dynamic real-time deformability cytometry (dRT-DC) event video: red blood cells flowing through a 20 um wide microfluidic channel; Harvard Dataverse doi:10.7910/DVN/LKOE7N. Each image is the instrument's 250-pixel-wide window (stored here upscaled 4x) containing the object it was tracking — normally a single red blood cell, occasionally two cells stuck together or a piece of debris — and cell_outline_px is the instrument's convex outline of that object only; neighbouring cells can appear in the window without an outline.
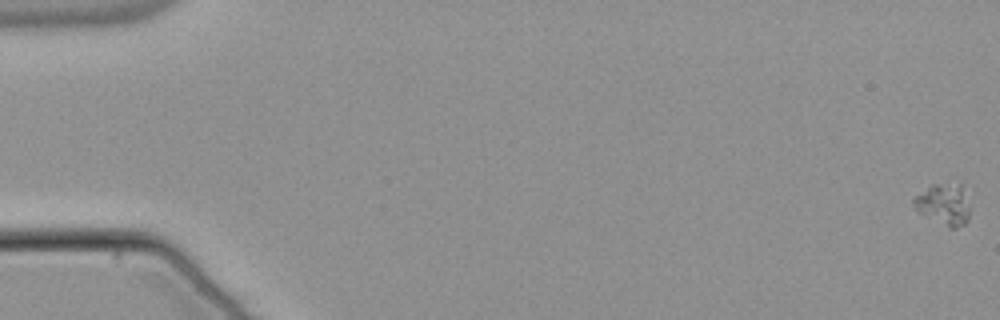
{"species": "common noctule bat (a hibernating species)", "species_latin": "Nyctalus noctula", "temperature_condition": "warm", "stored_images_in_passage": 57, "camera_frame_rate_fps": 3000, "um_per_image_px": 0.085, "animal": {"sex": "male", "body_mass_g": 21.5, "forearm_length_mm": 52.0}, "frame": {"image": 1, "passage_image": 1, "time_ms": 0.0, "image_size_px": [1000, 320], "cell_outline_px": [[968, 220], [964, 224], [956, 228], [952, 228], [920, 212], [912, 204], [912, 200], [916, 196], [932, 184], [960, 184], [968, 208]], "centroid_in_image_um": [80.2, 17.36], "position_along_channel_um": 4.8, "area_um2": 12.72}}
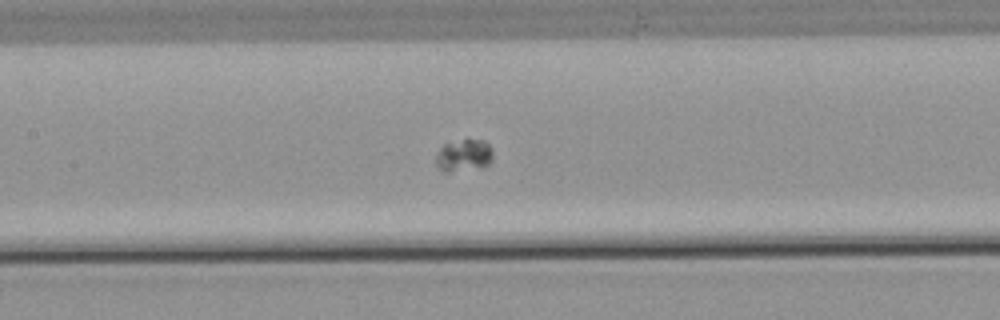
{"frame": {"image": 2, "passage_image": 28, "time_ms": 9.0, "image_size_px": [1000, 320], "cell_outline_px": [[492, 160], [484, 168], [448, 172], [444, 172], [436, 164], [436, 156], [440, 148], [444, 144], [468, 136], [484, 140], [492, 148]], "centroid_in_image_um": [39.46, 13.17], "position_along_channel_um": 167.9, "area_um2": 11.21}}
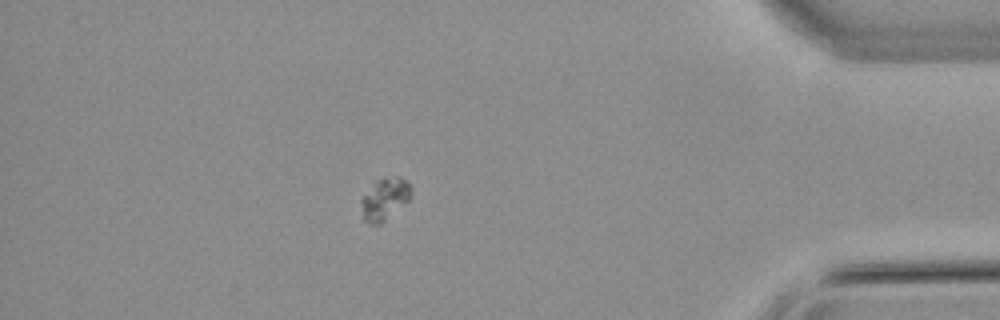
{"frame": {"image": 3, "passage_image": 50, "time_ms": 16.333, "image_size_px": [1000, 320], "cell_outline_px": [[412, 196], [408, 200], [380, 224], [372, 224], [364, 220], [360, 204], [360, 200], [376, 180], [396, 176], [400, 176], [412, 188]], "centroid_in_image_um": [32.69, 16.91], "position_along_channel_um": 402.5, "area_um2": 11.96}}